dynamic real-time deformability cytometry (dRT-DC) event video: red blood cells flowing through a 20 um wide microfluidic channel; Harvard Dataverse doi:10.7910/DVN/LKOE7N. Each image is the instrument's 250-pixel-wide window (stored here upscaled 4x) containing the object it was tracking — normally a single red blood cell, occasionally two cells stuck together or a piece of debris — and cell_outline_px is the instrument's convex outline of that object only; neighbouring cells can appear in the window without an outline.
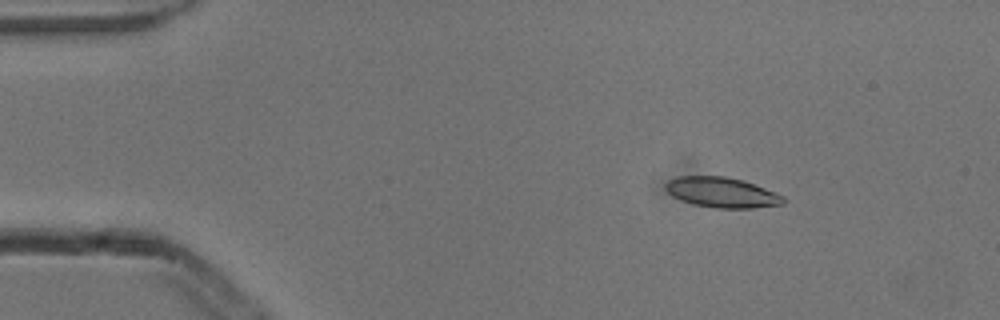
{"species": "common noctule bat (a hibernating species)", "species_latin": "Nyctalus noctula", "temperature_condition": "cold", "stored_images_in_passage": 6, "camera_frame_rate_fps": 3000, "um_per_image_px": 0.085, "animal": {"sex": "male", "body_mass_g": 13.3}, "frame": {"image": 1, "passage_image": 3, "time_ms": 0.667, "image_size_px": [1000, 320], "cell_outline_px": [[784, 204], [752, 208], [716, 208], [692, 204], [680, 200], [672, 196], [664, 188], [664, 184], [668, 180], [676, 176], [724, 176], [744, 180], [776, 192], [784, 196]], "centroid_in_image_um": [61.33, 16.35], "position_along_channel_um": 23.7, "area_um2": 20.98}}
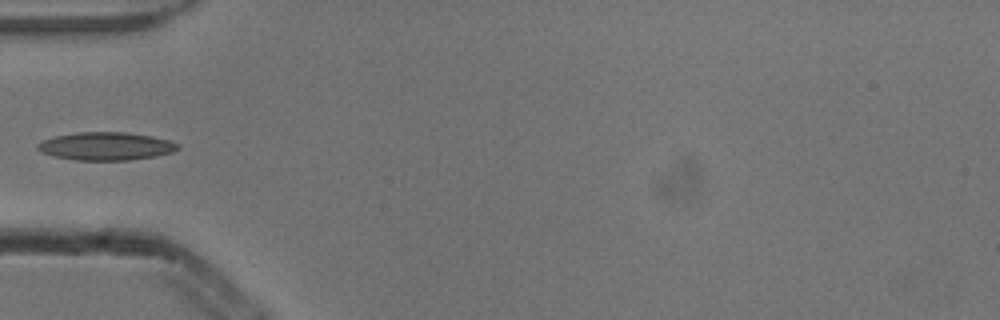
{"frame": {"image": 2, "passage_image": 6, "time_ms": 1.667, "image_size_px": [1000, 320], "cell_outline_px": [[180, 148], [172, 152], [156, 156], [128, 160], [76, 160], [52, 156], [40, 152], [36, 148], [36, 144], [44, 140], [56, 136], [76, 132], [124, 132], [152, 136], [168, 140], [180, 144]], "centroid_in_image_um": [8.99, 12.43], "position_along_channel_um": 76.0, "area_um2": 22.95}}